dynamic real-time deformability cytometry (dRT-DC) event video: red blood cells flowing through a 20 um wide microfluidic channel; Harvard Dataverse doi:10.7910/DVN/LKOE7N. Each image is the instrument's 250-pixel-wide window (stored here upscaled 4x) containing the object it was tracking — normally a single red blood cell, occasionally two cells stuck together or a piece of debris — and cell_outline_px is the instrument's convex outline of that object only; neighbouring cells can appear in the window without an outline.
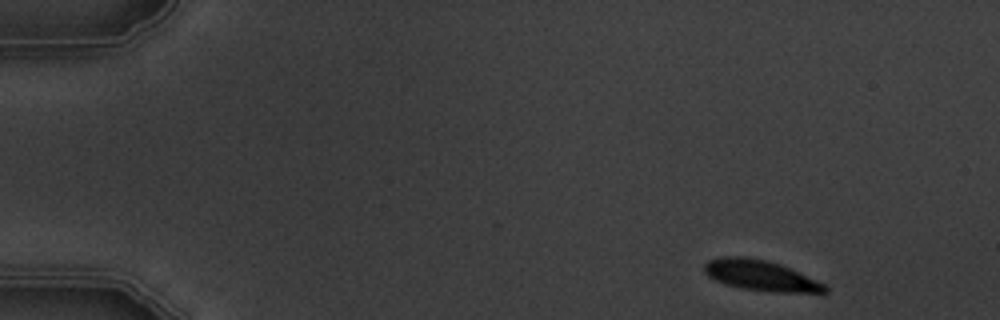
{"species": "common noctule bat (a hibernating species)", "species_latin": "Nyctalus noctula", "temperature_condition": "warm", "stored_images_in_passage": 5, "camera_frame_rate_fps": 3000, "um_per_image_px": 0.085, "animal": {"sex": "male", "body_mass_g": 19.5, "forearm_length_mm": 54.6}, "frame": {"image": 1, "passage_image": 1, "time_ms": 0.0, "image_size_px": [1000, 320], "cell_outline_px": [[828, 292], [776, 292], [740, 288], [724, 284], [708, 276], [704, 272], [704, 264], [708, 260], [724, 256], [744, 256], [764, 260], [780, 264], [816, 280], [824, 284], [828, 288]], "centroid_in_image_um": [64.61, 23.41], "position_along_channel_um": 20.4, "area_um2": 21.21}}
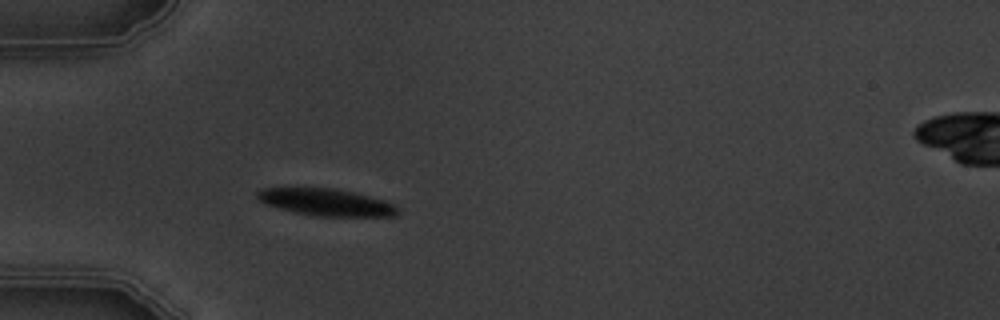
{"frame": {"image": 2, "passage_image": 4, "time_ms": 3.667, "image_size_px": [1000, 320], "cell_outline_px": [[400, 212], [396, 216], [312, 216], [264, 204], [256, 196], [256, 192], [264, 188], [332, 188], [352, 192], [384, 200], [400, 208]], "centroid_in_image_um": [27.74, 17.2], "position_along_channel_um": 57.3, "area_um2": 21.96}}